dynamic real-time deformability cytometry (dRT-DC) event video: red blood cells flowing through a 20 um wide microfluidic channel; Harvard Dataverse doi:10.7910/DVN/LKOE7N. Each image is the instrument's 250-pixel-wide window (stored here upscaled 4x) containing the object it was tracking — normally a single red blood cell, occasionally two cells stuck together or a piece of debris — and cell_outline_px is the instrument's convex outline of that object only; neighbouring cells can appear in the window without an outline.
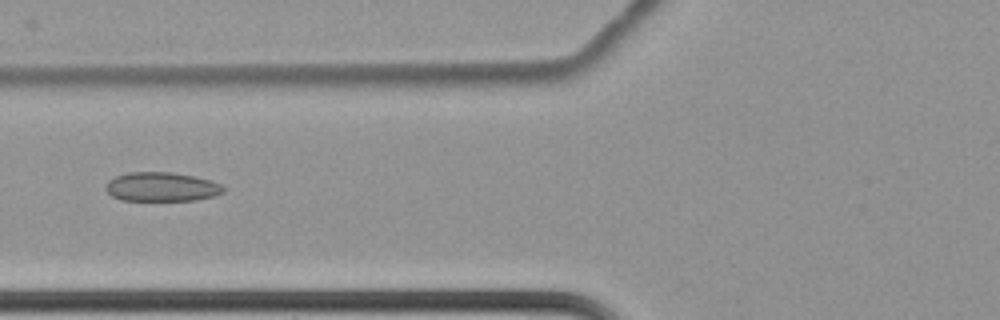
{"species": "common noctule bat (a hibernating species)", "species_latin": "Nyctalus noctula", "temperature_condition": "cold", "stored_images_in_passage": 12, "camera_frame_rate_fps": 3000, "um_per_image_px": 0.085, "animal": {"sex": "female", "body_mass_g": 22.7, "forearm_length_mm": 54.2}, "frame": {"image": 1, "passage_image": 7, "time_ms": 2.0, "image_size_px": [1000, 320], "cell_outline_px": [[224, 192], [216, 196], [196, 200], [120, 200], [112, 196], [104, 188], [108, 180], [116, 176], [128, 172], [172, 172], [212, 180], [220, 184], [224, 188]], "centroid_in_image_um": [13.73, 15.88], "position_along_channel_um": 112.1, "area_um2": 20.06}}
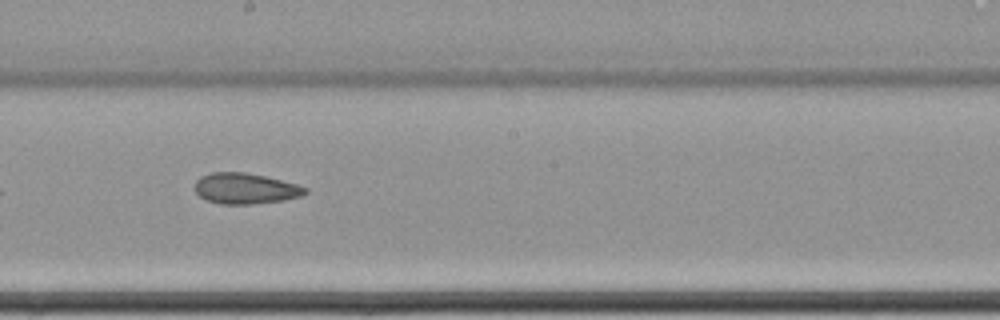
{"frame": {"image": 2, "passage_image": 10, "time_ms": 3.0, "image_size_px": [1000, 320], "cell_outline_px": [[308, 192], [300, 196], [284, 200], [252, 204], [220, 204], [204, 200], [196, 192], [196, 180], [200, 176], [212, 172], [244, 172], [264, 176], [296, 184], [308, 188]], "centroid_in_image_um": [20.84, 16.03], "position_along_channel_um": 227.4, "area_um2": 19.77}}
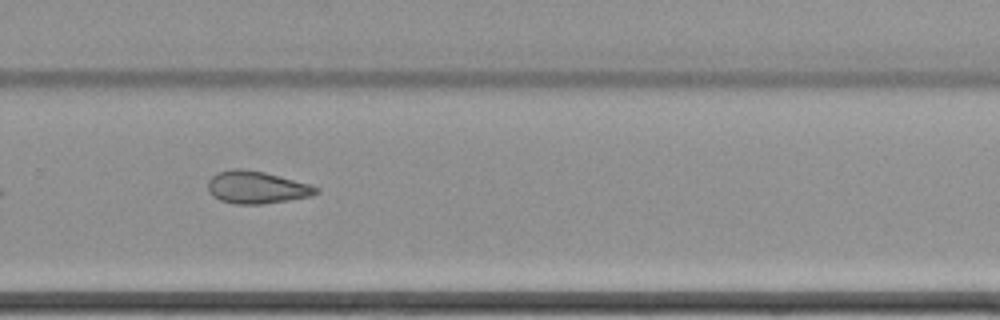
{"frame": {"image": 3, "passage_image": 12, "time_ms": 3.667, "image_size_px": [1000, 320], "cell_outline_px": [[320, 192], [308, 196], [288, 200], [264, 204], [236, 204], [220, 200], [212, 196], [208, 192], [208, 180], [216, 172], [232, 168], [244, 168], [264, 172], [280, 176], [308, 184], [320, 188]], "centroid_in_image_um": [21.76, 15.91], "position_along_channel_um": 308.0, "area_um2": 20.52}}